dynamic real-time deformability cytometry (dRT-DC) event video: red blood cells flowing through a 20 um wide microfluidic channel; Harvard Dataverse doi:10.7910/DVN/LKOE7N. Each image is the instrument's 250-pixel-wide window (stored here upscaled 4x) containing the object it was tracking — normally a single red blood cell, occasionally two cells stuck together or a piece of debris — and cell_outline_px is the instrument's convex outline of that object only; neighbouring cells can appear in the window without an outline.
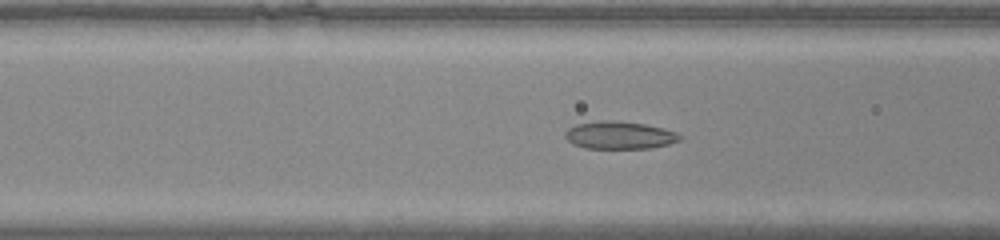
{"species": "common noctule bat (a hibernating species)", "species_latin": "Nyctalus noctula", "temperature_condition": "warm", "stored_images_in_passage": 36, "camera_frame_rate_fps": 3000, "um_per_image_px": 0.085, "animal": {"sex": "male", "body_mass_g": 20.0, "forearm_length_mm": 53.3}, "frame": {"image": 1, "passage_image": 12, "time_ms": 3.667, "image_size_px": [1000, 240], "cell_outline_px": [[684, 136], [680, 140], [668, 144], [652, 148], [584, 148], [572, 144], [564, 136], [564, 132], [568, 128], [576, 124], [600, 120], [612, 120], [644, 124], [664, 128], [676, 132]], "centroid_in_image_um": [52.65, 11.49], "position_along_channel_um": 114.0, "area_um2": 18.61}}
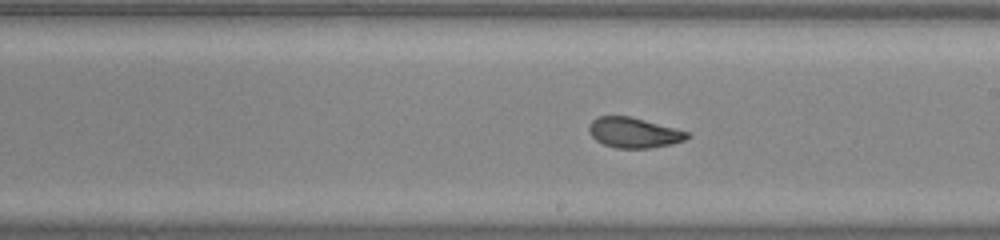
{"frame": {"image": 2, "passage_image": 21, "time_ms": 6.667, "image_size_px": [1000, 240], "cell_outline_px": [[692, 136], [684, 140], [672, 144], [652, 148], [616, 148], [604, 144], [596, 140], [588, 132], [588, 124], [596, 116], [628, 116], [644, 120], [688, 132]], "centroid_in_image_um": [53.84, 11.28], "position_along_channel_um": 235.2, "area_um2": 17.28}}
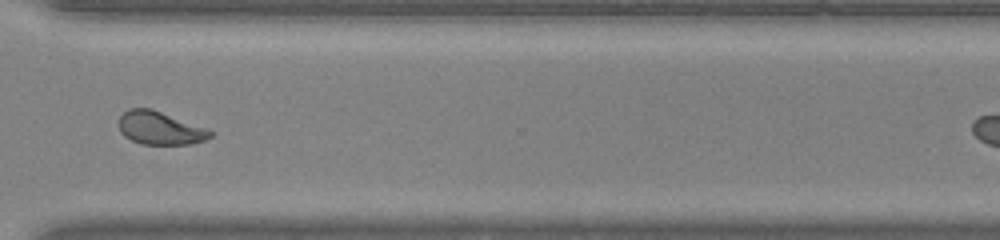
{"frame": {"image": 3, "passage_image": 30, "time_ms": 9.667, "image_size_px": [1000, 240], "cell_outline_px": [[212, 136], [204, 140], [188, 144], [140, 144], [124, 136], [120, 132], [120, 116], [128, 108], [152, 108], [208, 128], [212, 132]], "centroid_in_image_um": [13.61, 10.87], "position_along_channel_um": 357.0, "area_um2": 17.69}}